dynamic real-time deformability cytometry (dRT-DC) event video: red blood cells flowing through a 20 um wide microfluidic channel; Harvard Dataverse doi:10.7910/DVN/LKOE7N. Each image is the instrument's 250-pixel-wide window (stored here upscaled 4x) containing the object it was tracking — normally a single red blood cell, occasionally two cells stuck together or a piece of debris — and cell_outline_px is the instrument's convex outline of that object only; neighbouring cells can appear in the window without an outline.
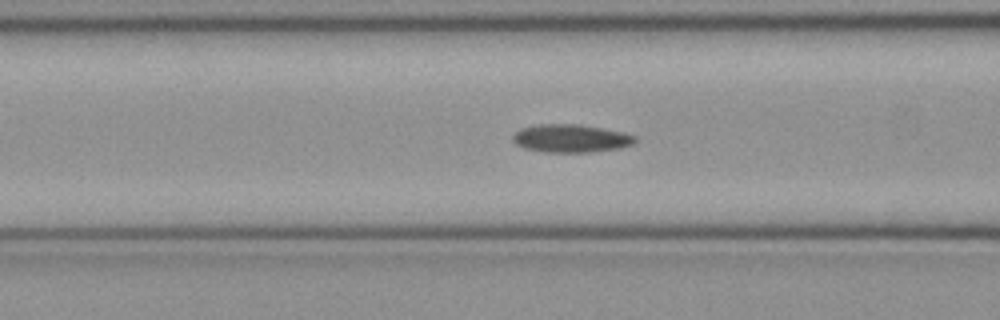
{"species": "common noctule bat (a hibernating species)", "species_latin": "Nyctalus noctula", "temperature_condition": "cold", "stored_images_in_passage": 50, "camera_frame_rate_fps": 3000, "um_per_image_px": 0.085, "animal": {"sex": "female", "body_mass_g": 21.9}, "frame": {"image": 1, "passage_image": 19, "time_ms": 6.0, "image_size_px": [1000, 320], "cell_outline_px": [[636, 140], [632, 144], [620, 148], [588, 152], [544, 152], [524, 148], [516, 144], [512, 140], [512, 136], [520, 128], [540, 124], [580, 124], [624, 132], [636, 136]], "centroid_in_image_um": [48.51, 11.76], "position_along_channel_um": 118.1, "area_um2": 20.0}}
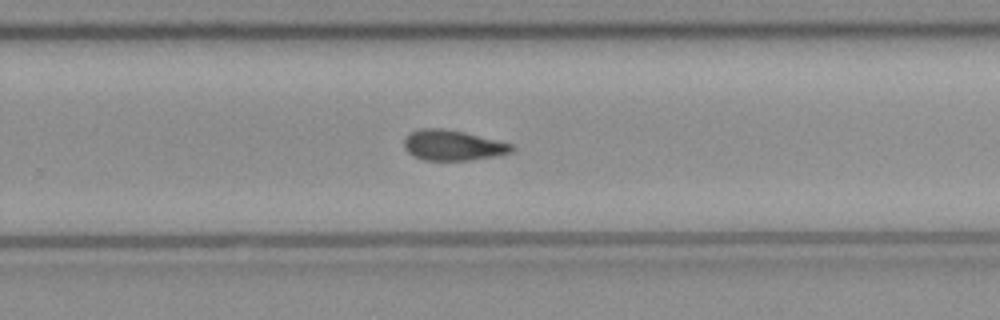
{"frame": {"image": 2, "passage_image": 32, "time_ms": 10.333, "image_size_px": [1000, 320], "cell_outline_px": [[512, 152], [496, 156], [468, 160], [424, 160], [408, 152], [404, 148], [404, 140], [408, 132], [420, 128], [440, 128], [464, 132], [512, 144]], "centroid_in_image_um": [38.44, 12.34], "position_along_channel_um": 291.4, "area_um2": 18.9}}
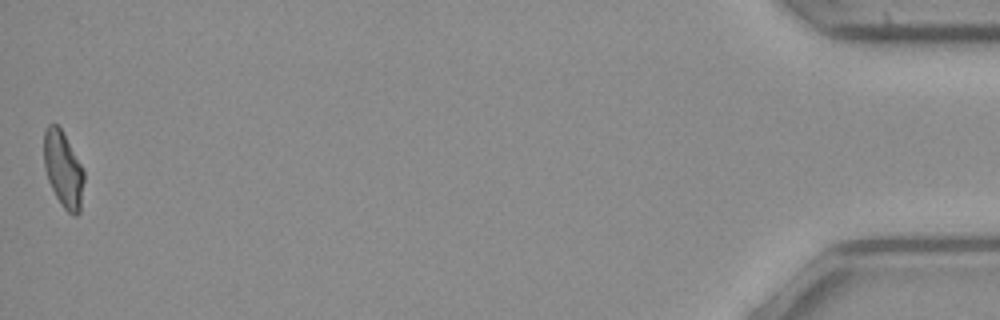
{"frame": {"image": 3, "passage_image": 50, "time_ms": 16.333, "image_size_px": [1000, 320], "cell_outline_px": [[84, 180], [80, 212], [76, 216], [72, 216], [60, 204], [48, 180], [44, 168], [44, 132], [48, 124], [56, 124], [60, 128], [80, 164], [84, 172]], "centroid_in_image_um": [5.37, 14.44], "position_along_channel_um": 429.8, "area_um2": 17.51}, "authors_computed_cell_mechanics": {"area_um2": 19.1607, "velocity_mm_per_s": 3.9956, "shape_relaxation_time_tau1_ms": null, "shape_relaxation_time_tau2_ms": 9.7154, "deformation_change_tau1": null, "deformation_change_tau2": 0.1624}}